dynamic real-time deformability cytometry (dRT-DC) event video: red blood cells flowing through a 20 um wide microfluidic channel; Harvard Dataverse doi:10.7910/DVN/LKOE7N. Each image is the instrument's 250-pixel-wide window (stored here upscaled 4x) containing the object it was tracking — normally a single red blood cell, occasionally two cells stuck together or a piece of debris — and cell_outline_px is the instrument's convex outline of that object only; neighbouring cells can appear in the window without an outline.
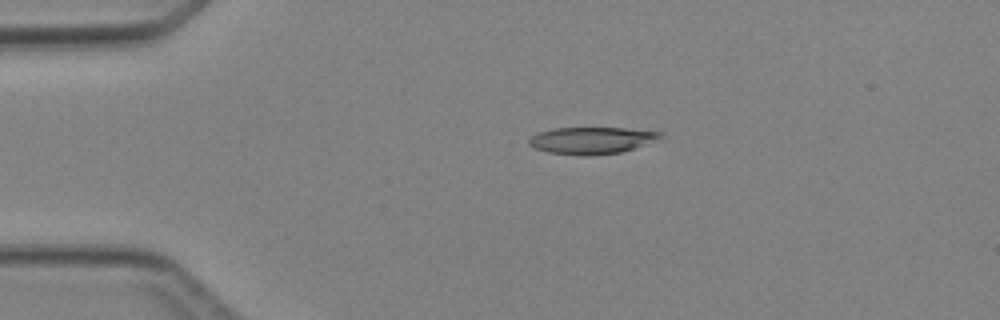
{"species": "Egyptian fruit bat (a non-hibernating species)", "species_latin": "Rousettus aegyptiacus", "temperature_condition": "cold", "stored_images_in_passage": 2, "camera_frame_rate_fps": 3000, "um_per_image_px": 0.085, "animal": {"sex": "female"}, "frame": {"image": 1, "passage_image": 1, "time_ms": 0.0, "image_size_px": [1000, 320], "cell_outline_px": [[664, 136], [632, 148], [620, 152], [588, 156], [580, 156], [548, 152], [532, 148], [528, 144], [528, 140], [532, 136], [540, 132], [552, 128], [624, 128], [664, 132]], "centroid_in_image_um": [50.23, 11.93], "position_along_channel_um": 34.8, "area_um2": 20.46}}